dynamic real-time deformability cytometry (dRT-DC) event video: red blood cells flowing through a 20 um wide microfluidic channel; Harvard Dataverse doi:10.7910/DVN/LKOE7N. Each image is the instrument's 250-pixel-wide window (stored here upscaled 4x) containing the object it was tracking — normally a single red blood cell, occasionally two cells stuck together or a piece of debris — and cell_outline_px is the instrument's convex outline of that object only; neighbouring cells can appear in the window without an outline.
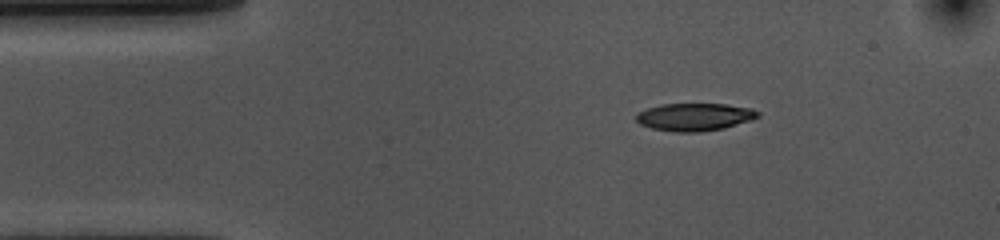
{"species": "common noctule bat (a hibernating species)", "species_latin": "Nyctalus noctula", "temperature_condition": "cold", "stored_images_in_passage": 53, "camera_frame_rate_fps": 3000, "um_per_image_px": 0.085, "animal": {"sex": "female", "body_mass_g": 10.0, "forearm_length_mm": 53.1}, "frame": {"image": 1, "passage_image": 7, "time_ms": 2.0, "image_size_px": [1000, 240], "cell_outline_px": [[760, 116], [752, 120], [724, 128], [700, 132], [676, 132], [652, 128], [640, 124], [636, 120], [636, 112], [660, 104], [724, 104], [752, 108], [760, 112]], "centroid_in_image_um": [59.05, 9.94], "position_along_channel_um": 25.9, "area_um2": 19.71}}
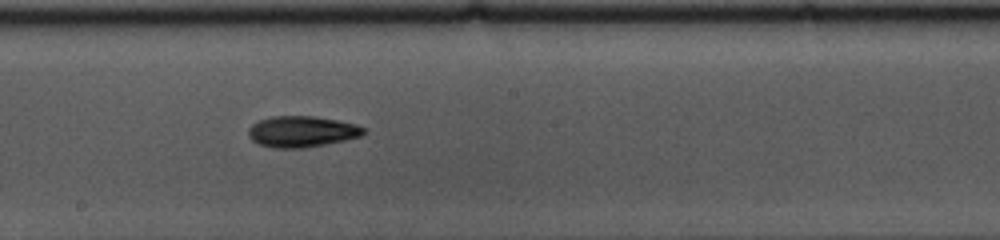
{"frame": {"image": 2, "passage_image": 27, "time_ms": 8.667, "image_size_px": [1000, 240], "cell_outline_px": [[364, 132], [360, 136], [344, 140], [324, 144], [300, 148], [272, 148], [260, 144], [252, 140], [248, 136], [248, 128], [252, 124], [260, 120], [272, 116], [316, 116], [356, 124], [364, 128]], "centroid_in_image_um": [25.61, 11.18], "position_along_channel_um": 222.6, "area_um2": 20.69}}
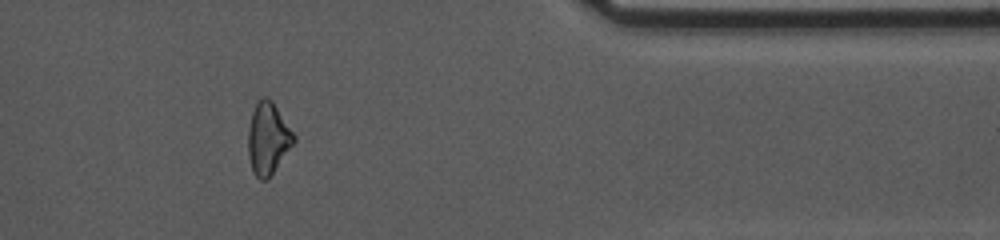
{"frame": {"image": 3, "passage_image": 43, "time_ms": 14.0, "image_size_px": [1000, 240], "cell_outline_px": [[296, 140], [268, 180], [260, 180], [252, 172], [248, 156], [248, 128], [252, 112], [256, 104], [264, 96], [272, 100], [296, 136]], "centroid_in_image_um": [22.77, 11.8], "position_along_channel_um": 388.6, "area_um2": 19.19}, "authors_computed_cell_mechanics": {"area_um2": 19.941, "velocity_mm_per_s": 3.6172, "shape_relaxation_time_tau1_ms": 4.6247, "shape_relaxation_time_tau2_ms": null, "deformation_change_tau1": 0.1463, "deformation_change_tau2": null}}